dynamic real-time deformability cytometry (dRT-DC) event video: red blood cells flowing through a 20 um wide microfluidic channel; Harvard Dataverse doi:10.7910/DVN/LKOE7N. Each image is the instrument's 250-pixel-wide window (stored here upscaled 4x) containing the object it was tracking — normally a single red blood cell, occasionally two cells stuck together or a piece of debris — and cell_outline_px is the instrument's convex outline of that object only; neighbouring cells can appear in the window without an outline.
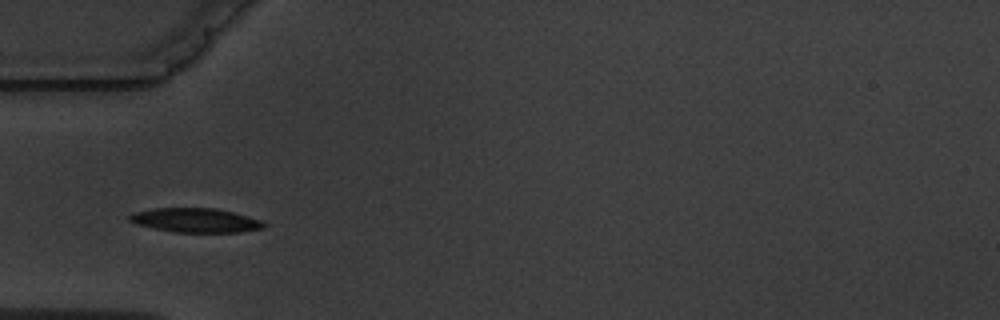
{"species": "common noctule bat (a hibernating species)", "species_latin": "Nyctalus noctula", "temperature_condition": "warm", "stored_images_in_passage": 4, "camera_frame_rate_fps": 3000, "um_per_image_px": 0.085, "animal": {"sex": "male", "body_mass_g": 19.5, "forearm_length_mm": 54.6}, "frame": {"image": 1, "passage_image": 3, "time_ms": 2.333, "image_size_px": [1000, 320], "cell_outline_px": [[268, 224], [264, 228], [240, 232], [172, 232], [136, 224], [128, 220], [128, 216], [132, 212], [156, 208], [216, 208], [264, 220]], "centroid_in_image_um": [16.65, 18.72], "position_along_channel_um": 68.4, "area_um2": 19.13}}
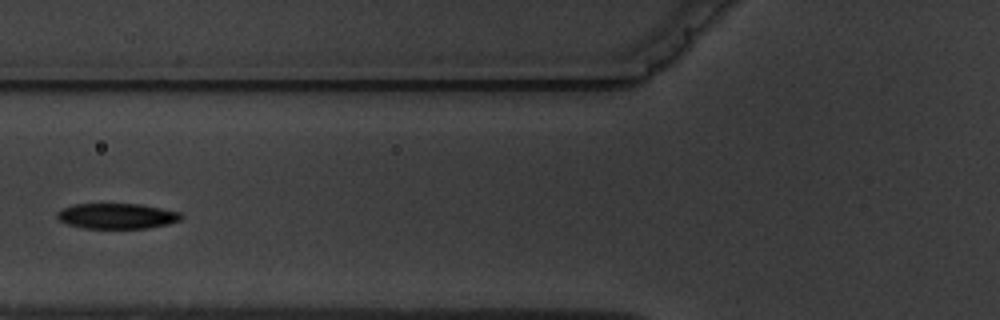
{"frame": {"image": 2, "passage_image": 4, "time_ms": 3.667, "image_size_px": [1000, 320], "cell_outline_px": [[184, 216], [180, 220], [168, 224], [148, 228], [84, 228], [68, 224], [60, 220], [56, 216], [56, 212], [72, 204], [140, 204], [180, 212]], "centroid_in_image_um": [9.95, 18.36], "position_along_channel_um": 115.9, "area_um2": 18.32}}